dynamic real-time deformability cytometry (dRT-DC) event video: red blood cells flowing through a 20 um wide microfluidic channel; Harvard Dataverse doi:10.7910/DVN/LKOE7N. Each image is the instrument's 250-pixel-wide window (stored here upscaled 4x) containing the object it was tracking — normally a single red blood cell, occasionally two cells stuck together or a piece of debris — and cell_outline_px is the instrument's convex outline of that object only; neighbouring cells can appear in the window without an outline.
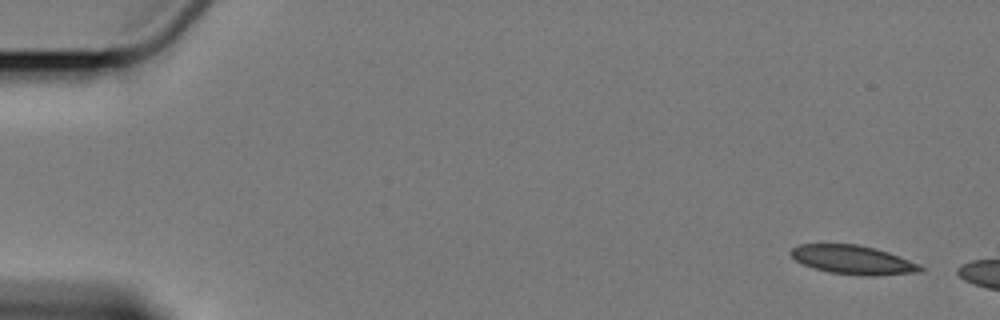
{"species": "Egyptian fruit bat (a non-hibernating species)", "species_latin": "Rousettus aegyptiacus", "temperature_condition": "cold", "stored_images_in_passage": 4, "camera_frame_rate_fps": 3000, "um_per_image_px": 0.085, "animal": {"sex": "female"}, "frame": {"image": 1, "passage_image": 1, "time_ms": 0.0, "image_size_px": [1000, 320], "cell_outline_px": [[924, 268], [920, 272], [876, 276], [868, 276], [828, 272], [804, 264], [796, 260], [788, 252], [792, 248], [800, 244], [856, 244], [888, 252], [920, 264]], "centroid_in_image_um": [72.52, 22.09], "position_along_channel_um": 12.5, "area_um2": 21.62}}